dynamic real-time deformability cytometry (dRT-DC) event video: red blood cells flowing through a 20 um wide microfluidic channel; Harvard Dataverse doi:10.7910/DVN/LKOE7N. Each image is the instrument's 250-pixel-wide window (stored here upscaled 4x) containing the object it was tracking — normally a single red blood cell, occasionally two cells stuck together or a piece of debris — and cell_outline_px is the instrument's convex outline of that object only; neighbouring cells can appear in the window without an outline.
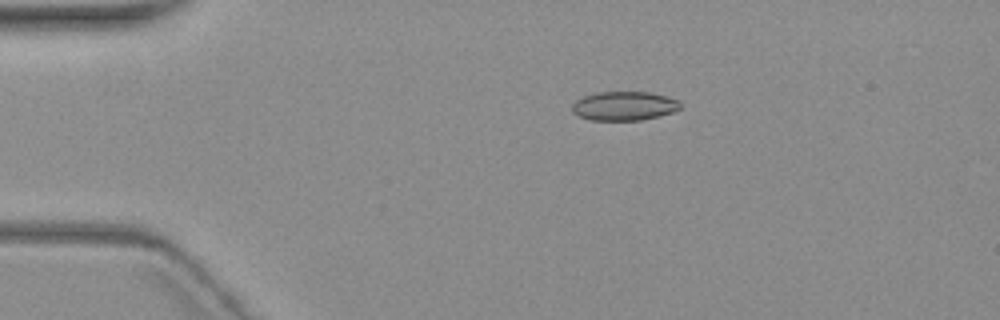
{"species": "common noctule bat (a hibernating species)", "species_latin": "Nyctalus noctula", "temperature_condition": "warm", "stored_images_in_passage": 6, "camera_frame_rate_fps": 3000, "um_per_image_px": 0.085, "animal": {"sex": "female", "body_mass_g": 19.3, "forearm_length_mm": 54.1}, "frame": {"image": 1, "passage_image": 6, "time_ms": 6.0, "image_size_px": [1000, 320], "cell_outline_px": [[680, 108], [672, 112], [660, 116], [640, 120], [592, 120], [580, 116], [572, 112], [572, 104], [576, 100], [584, 96], [596, 92], [648, 92], [668, 96], [676, 100], [680, 104]], "centroid_in_image_um": [53.04, 9.0], "position_along_channel_um": 32.0, "area_um2": 18.21}}